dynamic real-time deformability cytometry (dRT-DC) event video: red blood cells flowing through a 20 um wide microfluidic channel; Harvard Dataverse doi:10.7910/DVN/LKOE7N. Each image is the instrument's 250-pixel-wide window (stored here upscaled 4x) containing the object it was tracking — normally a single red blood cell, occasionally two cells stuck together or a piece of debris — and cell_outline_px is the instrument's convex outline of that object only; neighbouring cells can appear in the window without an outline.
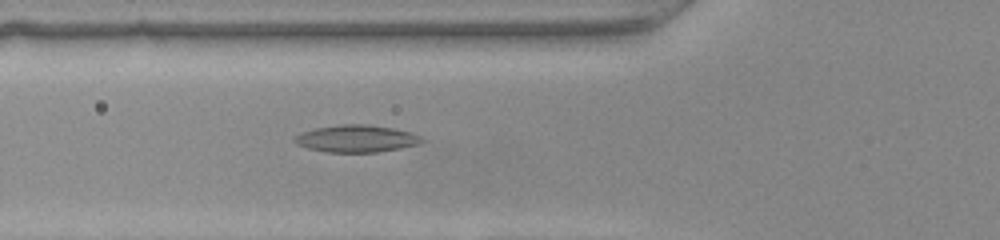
{"species": "common noctule bat (a hibernating species)", "species_latin": "Nyctalus noctula", "temperature_condition": "warm", "stored_images_in_passage": 33, "camera_frame_rate_fps": 3000, "um_per_image_px": 0.085, "animal": {"sex": "female", "body_mass_g": 22.0, "forearm_length_mm": 56.7}, "frame": {"image": 1, "passage_image": 6, "time_ms": 1.667, "image_size_px": [1000, 240], "cell_outline_px": [[424, 140], [420, 144], [400, 148], [376, 152], [324, 152], [308, 148], [296, 144], [292, 140], [300, 132], [316, 128], [344, 124], [368, 124], [392, 128], [412, 132], [420, 136]], "centroid_in_image_um": [30.29, 11.78], "position_along_channel_um": 95.5, "area_um2": 20.17}}
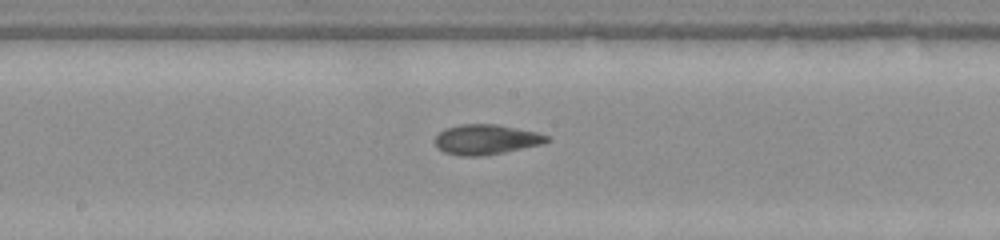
{"frame": {"image": 2, "passage_image": 14, "time_ms": 4.333, "image_size_px": [1000, 240], "cell_outline_px": [[548, 140], [544, 144], [484, 156], [460, 156], [444, 152], [436, 148], [436, 136], [444, 128], [460, 124], [496, 124], [536, 132], [548, 136]], "centroid_in_image_um": [41.29, 11.86], "position_along_channel_um": 206.9, "area_um2": 19.59}}
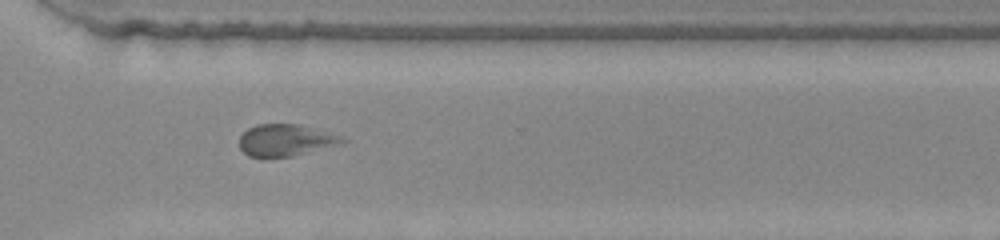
{"frame": {"image": 3, "passage_image": 24, "time_ms": 7.667, "image_size_px": [1000, 240], "cell_outline_px": [[348, 140], [344, 144], [292, 156], [248, 156], [240, 148], [240, 136], [248, 128], [256, 124], [300, 124], [344, 136]], "centroid_in_image_um": [24.36, 11.9], "position_along_channel_um": 346.2, "area_um2": 19.19}}